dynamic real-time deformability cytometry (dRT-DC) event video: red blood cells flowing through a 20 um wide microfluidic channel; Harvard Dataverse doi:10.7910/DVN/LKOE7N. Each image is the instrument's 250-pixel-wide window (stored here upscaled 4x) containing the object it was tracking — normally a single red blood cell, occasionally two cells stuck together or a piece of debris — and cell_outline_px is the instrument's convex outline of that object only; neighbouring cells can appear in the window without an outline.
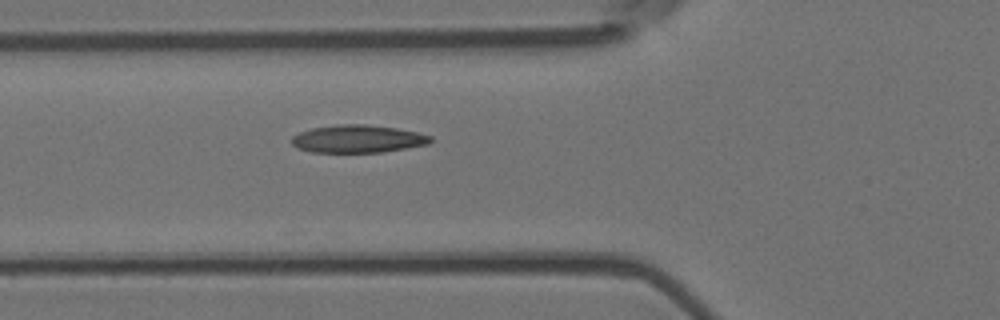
{"species": "Egyptian fruit bat (a non-hibernating species)", "species_latin": "Rousettus aegyptiacus", "temperature_condition": "room temperature", "stored_images_in_passage": 2, "camera_frame_rate_fps": 3000, "um_per_image_px": 0.085, "animal": {"sex": "female"}, "frame": {"image": 1, "passage_image": 2, "time_ms": 0.333, "image_size_px": [1000, 320], "cell_outline_px": [[432, 140], [428, 144], [380, 152], [312, 152], [296, 148], [292, 144], [292, 136], [300, 132], [312, 128], [336, 124], [364, 124], [396, 128], [416, 132], [432, 136]], "centroid_in_image_um": [30.38, 11.8], "position_along_channel_um": 95.4, "area_um2": 22.31}}